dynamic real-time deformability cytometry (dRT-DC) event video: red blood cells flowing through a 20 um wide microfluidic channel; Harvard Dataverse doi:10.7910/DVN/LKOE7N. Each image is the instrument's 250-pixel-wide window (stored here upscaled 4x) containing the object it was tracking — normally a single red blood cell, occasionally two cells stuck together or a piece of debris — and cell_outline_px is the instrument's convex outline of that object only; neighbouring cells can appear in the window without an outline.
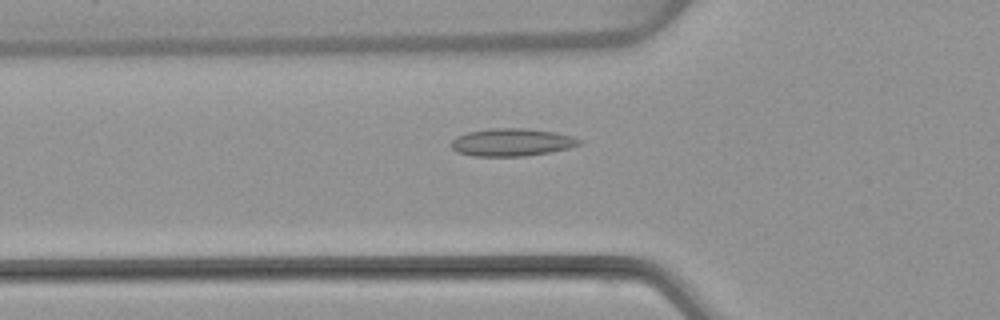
{"species": "common noctule bat (a hibernating species)", "species_latin": "Nyctalus noctula", "temperature_condition": "warm", "stored_images_in_passage": 52, "camera_frame_rate_fps": 3000, "um_per_image_px": 0.085, "animal": {"sex": "female", "body_mass_g": 22.7, "forearm_length_mm": 54.2}, "frame": {"image": 1, "passage_image": 18, "time_ms": 5.667, "image_size_px": [1000, 320], "cell_outline_px": [[584, 140], [580, 144], [568, 148], [552, 152], [524, 156], [472, 156], [456, 152], [448, 144], [456, 136], [468, 132], [492, 128], [524, 128], [556, 132], [572, 136]], "centroid_in_image_um": [43.49, 12.09], "position_along_channel_um": 82.3, "area_um2": 20.87}}
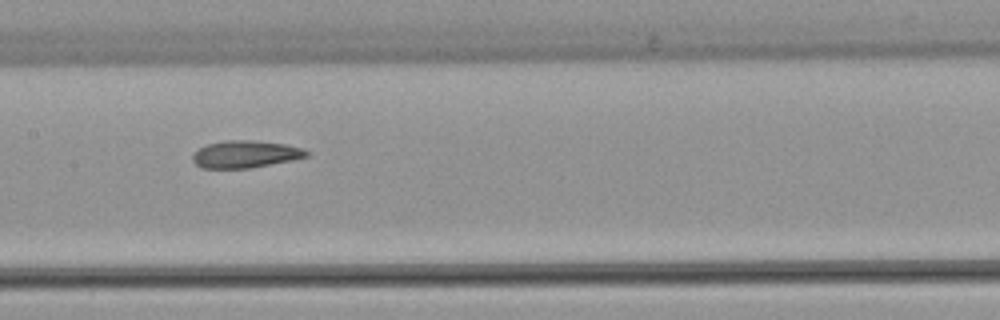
{"frame": {"image": 2, "passage_image": 26, "time_ms": 8.333, "image_size_px": [1000, 320], "cell_outline_px": [[312, 152], [308, 156], [292, 160], [248, 168], [200, 168], [192, 160], [192, 156], [200, 148], [208, 144], [228, 140], [252, 140], [284, 144], [304, 148]], "centroid_in_image_um": [20.89, 13.1], "position_along_channel_um": 186.5, "area_um2": 17.98}}
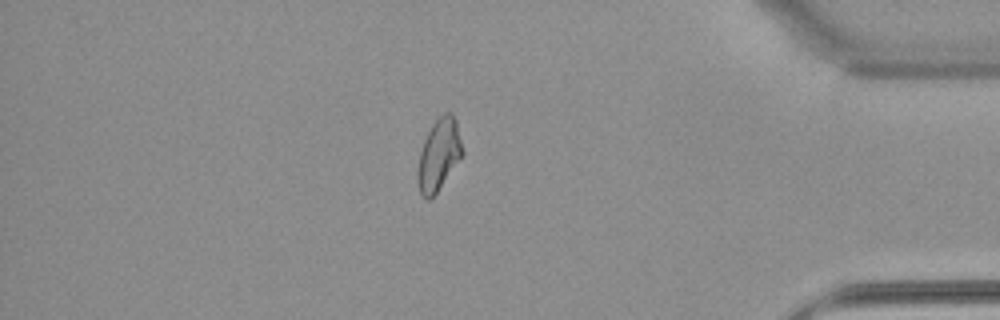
{"frame": {"image": 3, "passage_image": 45, "time_ms": 14.667, "image_size_px": [1000, 320], "cell_outline_px": [[464, 152], [436, 192], [428, 200], [420, 192], [416, 176], [416, 172], [420, 152], [424, 140], [432, 124], [444, 112], [452, 112], [456, 120]], "centroid_in_image_um": [37.29, 13.11], "position_along_channel_um": 397.9, "area_um2": 18.32}, "authors_computed_cell_mechanics": {"area_um2": 18.9584, "velocity_mm_per_s": 3.8811, "shape_relaxation_time_tau1_ms": null, "shape_relaxation_time_tau2_ms": 2.2926, "deformation_change_tau1": null, "deformation_change_tau2": 0.0841}}